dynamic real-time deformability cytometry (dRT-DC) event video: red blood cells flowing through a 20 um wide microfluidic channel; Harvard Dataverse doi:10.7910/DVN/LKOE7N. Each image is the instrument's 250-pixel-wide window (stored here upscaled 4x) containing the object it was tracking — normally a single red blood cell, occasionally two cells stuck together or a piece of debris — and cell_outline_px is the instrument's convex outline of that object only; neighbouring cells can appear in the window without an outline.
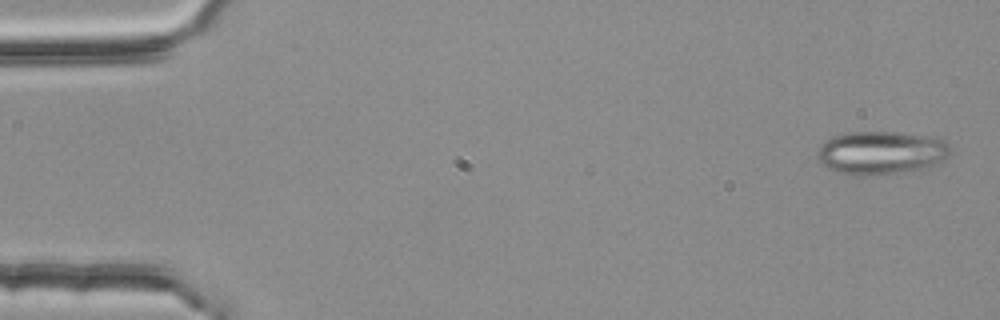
{"species": "common noctule bat (a hibernating species)", "species_latin": "Nyctalus noctula", "temperature_condition": "room temperature", "stored_images_in_passage": 53, "segment_of_instrument_passage": [1, 2], "camera_frame_rate_fps": 3000, "um_per_image_px": 0.085, "animal": {"sex": "female", "body_mass_g": 25.1}, "frame": {"image": 1, "passage_image": 1, "time_ms": 0.0, "image_size_px": [1000, 320], "cell_outline_px": [[952, 148], [948, 156], [932, 164], [908, 172], [872, 176], [860, 176], [836, 172], [828, 168], [816, 156], [816, 152], [820, 144], [824, 140], [832, 136], [852, 132], [892, 132], [940, 136]], "centroid_in_image_um": [74.88, 12.97], "position_along_channel_um": 10.1, "area_um2": 33.93}}